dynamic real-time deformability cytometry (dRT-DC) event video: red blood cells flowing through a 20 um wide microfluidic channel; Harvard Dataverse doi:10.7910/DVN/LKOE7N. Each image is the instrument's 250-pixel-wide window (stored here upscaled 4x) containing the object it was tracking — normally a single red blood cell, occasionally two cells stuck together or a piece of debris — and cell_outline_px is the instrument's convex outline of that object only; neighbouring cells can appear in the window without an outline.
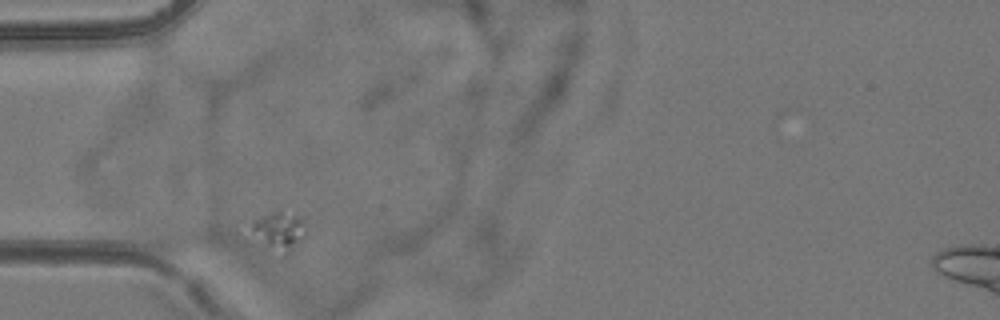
{"species": "common noctule bat (a hibernating species)", "species_latin": "Nyctalus noctula", "temperature_condition": "room temperature", "stored_images_in_passage": 2, "camera_frame_rate_fps": 3000, "um_per_image_px": 0.085, "animal": {"sex": "female", "body_mass_g": 24.6, "forearm_length_mm": 56.2}, "frame": {"image": 1, "passage_image": 1, "time_ms": 0.0, "image_size_px": [1000, 320], "cell_outline_px": [[304, 236], [284, 256], [268, 256], [264, 252], [252, 228], [252, 220], [260, 216], [280, 208], [300, 216], [304, 232]], "centroid_in_image_um": [23.64, 19.7], "position_along_channel_um": 61.4, "area_um2": 12.95}}
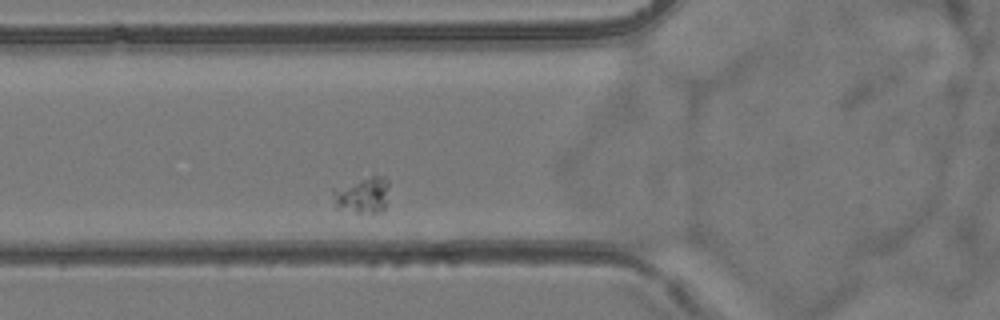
{"frame": {"image": 2, "passage_image": 2, "time_ms": 1.0, "image_size_px": [1000, 320], "cell_outline_px": [[388, 184], [384, 208], [380, 212], [356, 212], [332, 208], [332, 188], [372, 176], [384, 176], [388, 180]], "centroid_in_image_um": [30.72, 16.59], "position_along_channel_um": 95.1, "area_um2": 11.91}}